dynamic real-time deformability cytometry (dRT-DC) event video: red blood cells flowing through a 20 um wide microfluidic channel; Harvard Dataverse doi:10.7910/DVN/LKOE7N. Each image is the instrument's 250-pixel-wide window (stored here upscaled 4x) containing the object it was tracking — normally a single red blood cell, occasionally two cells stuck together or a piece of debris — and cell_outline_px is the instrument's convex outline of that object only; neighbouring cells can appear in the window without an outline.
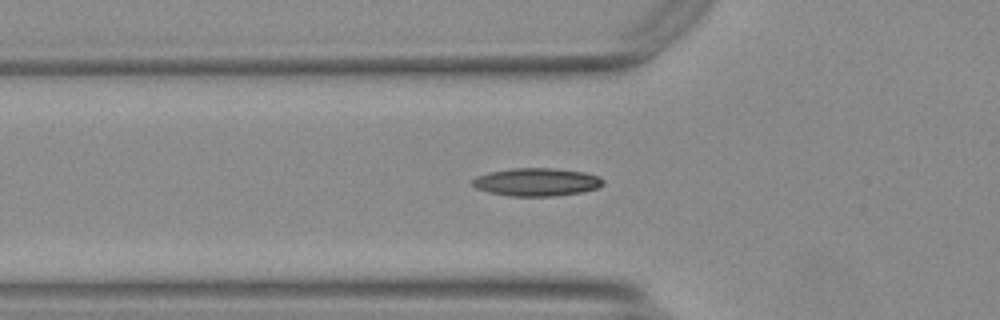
{"species": "Egyptian fruit bat (a non-hibernating species)", "species_latin": "Rousettus aegyptiacus", "temperature_condition": "warm", "stored_images_in_passage": 49, "camera_frame_rate_fps": 3000, "um_per_image_px": 0.085, "animal": {"sex": "female"}, "frame": {"image": 1, "passage_image": 19, "time_ms": 6.0, "image_size_px": [1000, 320], "cell_outline_px": [[604, 184], [596, 188], [580, 192], [552, 196], [508, 196], [488, 192], [476, 188], [472, 184], [472, 180], [476, 176], [488, 172], [512, 168], [556, 168], [584, 172], [600, 176], [604, 180]], "centroid_in_image_um": [45.6, 15.46], "position_along_channel_um": 80.2, "area_um2": 21.39}}
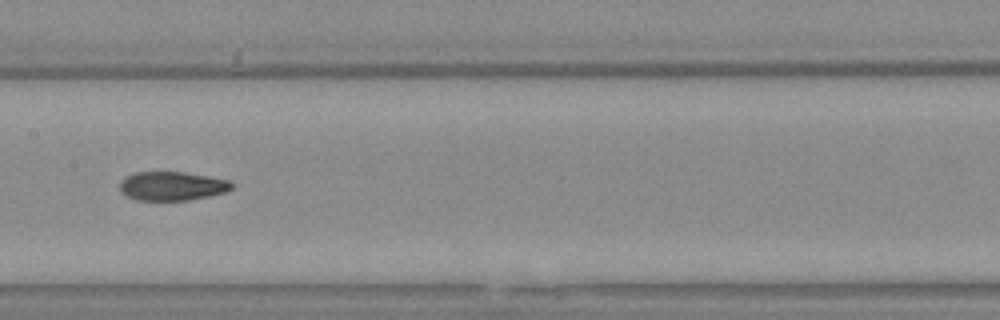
{"frame": {"image": 2, "passage_image": 28, "time_ms": 9.0, "image_size_px": [1000, 320], "cell_outline_px": [[232, 188], [224, 192], [208, 196], [188, 200], [136, 200], [120, 192], [120, 180], [124, 176], [132, 172], [184, 172], [208, 176], [228, 180], [232, 184]], "centroid_in_image_um": [14.56, 15.8], "position_along_channel_um": 192.8, "area_um2": 18.84}}
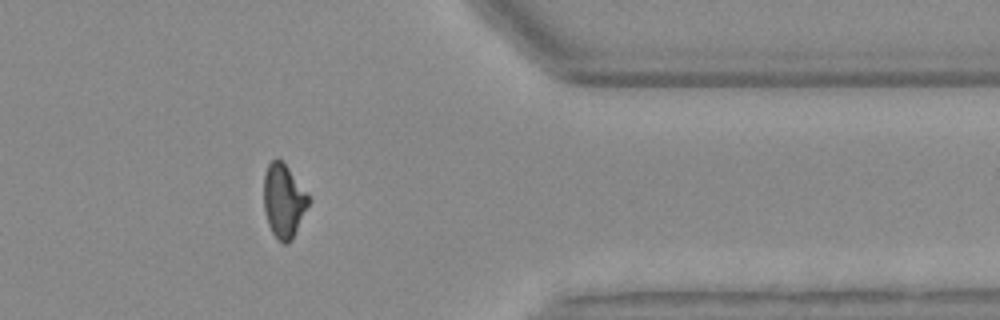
{"frame": {"image": 3, "passage_image": 45, "time_ms": 14.667, "image_size_px": [1000, 320], "cell_outline_px": [[312, 200], [292, 240], [288, 244], [284, 244], [272, 232], [268, 224], [264, 212], [264, 172], [268, 164], [272, 160], [280, 160], [288, 168]], "centroid_in_image_um": [24.12, 17.1], "position_along_channel_um": 387.3, "area_um2": 19.19}}